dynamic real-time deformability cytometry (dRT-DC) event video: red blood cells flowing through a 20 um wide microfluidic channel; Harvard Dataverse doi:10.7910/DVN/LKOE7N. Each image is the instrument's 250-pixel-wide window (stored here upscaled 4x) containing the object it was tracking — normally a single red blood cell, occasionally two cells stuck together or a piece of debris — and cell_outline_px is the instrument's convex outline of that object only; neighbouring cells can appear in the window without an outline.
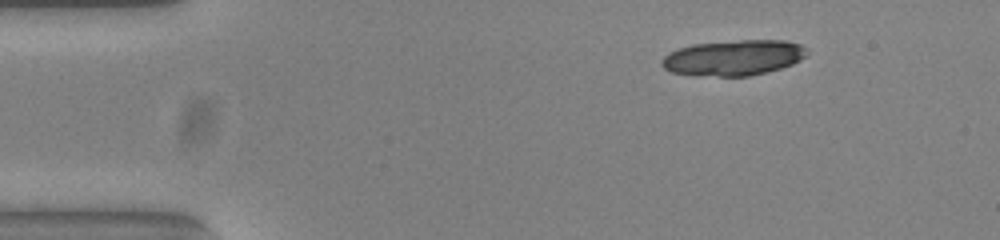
{"species": "common noctule bat (a hibernating species)", "species_latin": "Nyctalus noctula", "temperature_condition": "warm", "stored_images_in_passage": 47, "camera_frame_rate_fps": 3000, "um_per_image_px": 0.085, "animal": {"sex": "female", "body_mass_g": 23.0, "forearm_length_mm": 53.4}, "frame": {"image": 1, "passage_image": 1, "time_ms": 0.0, "image_size_px": [1000, 240], "cell_outline_px": [[808, 52], [800, 60], [792, 64], [780, 68], [748, 76], [720, 76], [672, 72], [664, 68], [660, 64], [660, 60], [668, 52], [692, 44], [740, 40], [784, 40], [800, 44], [808, 48]], "centroid_in_image_um": [62.36, 4.89], "position_along_channel_um": 22.6, "area_um2": 29.82}}
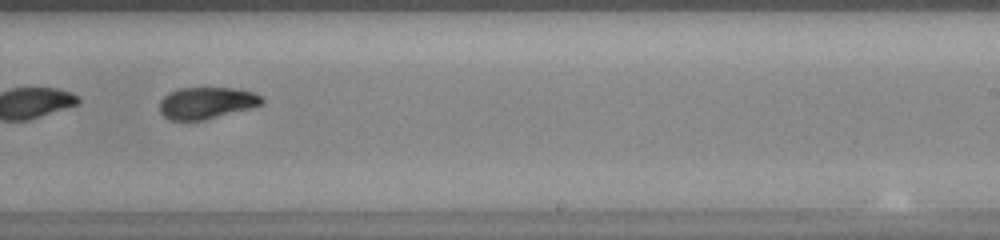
{"frame": {"image": 2, "passage_image": 27, "time_ms": 8.667, "image_size_px": [1000, 240], "cell_outline_px": [[264, 104], [204, 120], [168, 120], [160, 112], [160, 100], [168, 92], [180, 88], [232, 88], [252, 92], [260, 96], [264, 100]], "centroid_in_image_um": [17.52, 8.75], "position_along_channel_um": 271.5, "area_um2": 18.79}}
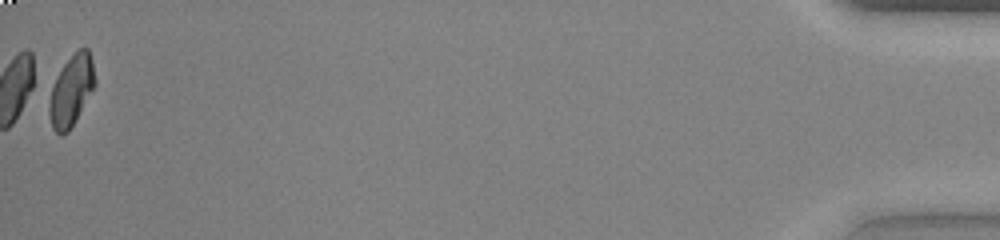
{"frame": {"image": 3, "passage_image": 47, "time_ms": 15.333, "image_size_px": [1000, 240], "cell_outline_px": [[96, 84], [68, 132], [60, 136], [52, 128], [48, 112], [48, 88], [64, 64], [80, 48], [88, 48], [92, 60], [96, 80]], "centroid_in_image_um": [6.01, 7.71], "position_along_channel_um": 429.2, "area_um2": 19.07}, "authors_computed_cell_mechanics": {"area_um2": 19.652, "velocity_mm_per_s": 3.8463, "shape_relaxation_time_tau1_ms": 5.2489, "shape_relaxation_time_tau2_ms": 2.1701, "deformation_change_tau1": 0.202, "deformation_change_tau2": 0.0638}}